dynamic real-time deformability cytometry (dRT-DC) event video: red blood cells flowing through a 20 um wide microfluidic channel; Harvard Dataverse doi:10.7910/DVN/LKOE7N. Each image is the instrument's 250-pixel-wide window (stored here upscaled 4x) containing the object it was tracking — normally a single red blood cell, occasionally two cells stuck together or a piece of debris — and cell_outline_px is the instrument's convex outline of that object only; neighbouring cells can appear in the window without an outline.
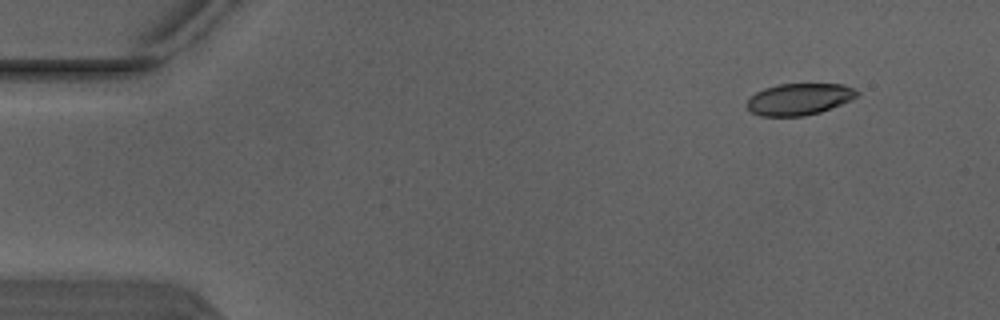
{"species": "Egyptian fruit bat (a non-hibernating species)", "species_latin": "Rousettus aegyptiacus", "temperature_condition": "warm", "stored_images_in_passage": 5, "camera_frame_rate_fps": 3000, "um_per_image_px": 0.085, "animal": {"sex": "male"}, "frame": {"image": 1, "passage_image": 1, "time_ms": 0.0, "image_size_px": [1000, 320], "cell_outline_px": [[860, 92], [852, 100], [820, 112], [804, 116], [760, 116], [752, 112], [744, 104], [756, 92], [764, 88], [780, 84], [840, 84], [852, 88]], "centroid_in_image_um": [67.91, 8.43], "position_along_channel_um": 17.1, "area_um2": 20.23}}
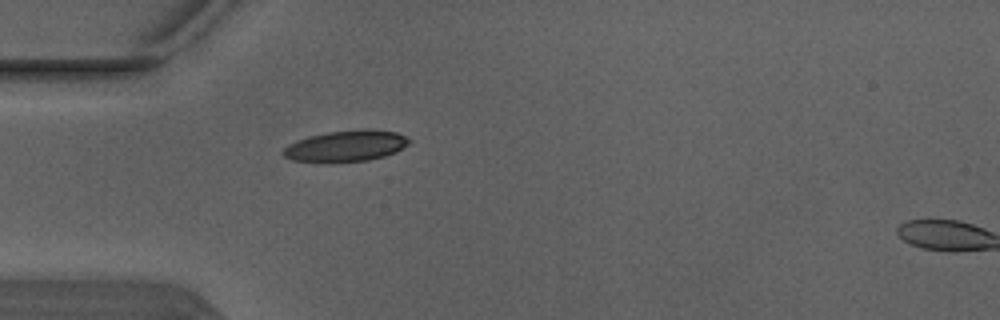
{"frame": {"image": 2, "passage_image": 4, "time_ms": 1.0, "image_size_px": [1000, 320], "cell_outline_px": [[412, 140], [408, 144], [396, 152], [384, 156], [368, 160], [332, 164], [328, 164], [292, 160], [284, 156], [284, 148], [288, 144], [308, 136], [328, 132], [364, 128], [368, 128], [396, 132]], "centroid_in_image_um": [29.4, 12.42], "position_along_channel_um": 55.6, "area_um2": 23.35}}